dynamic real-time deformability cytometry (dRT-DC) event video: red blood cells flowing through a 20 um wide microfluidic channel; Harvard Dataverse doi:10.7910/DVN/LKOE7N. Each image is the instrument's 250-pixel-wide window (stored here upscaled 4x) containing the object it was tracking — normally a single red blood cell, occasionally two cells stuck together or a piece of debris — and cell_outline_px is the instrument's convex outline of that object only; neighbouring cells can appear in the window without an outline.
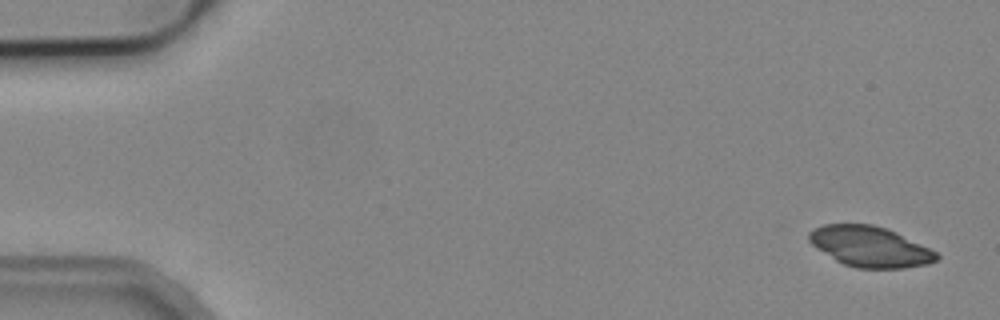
{"species": "common noctule bat (a hibernating species)", "species_latin": "Nyctalus noctula", "temperature_condition": "cold", "stored_images_in_passage": 4, "camera_frame_rate_fps": 3000, "um_per_image_px": 0.085, "animal": {"sex": "male", "body_mass_g": 19.2, "forearm_length_mm": 51.8}, "frame": {"image": 1, "passage_image": 1, "time_ms": 0.0, "image_size_px": [1000, 320], "cell_outline_px": [[940, 256], [936, 260], [928, 264], [904, 268], [856, 268], [844, 264], [836, 260], [812, 244], [808, 240], [808, 232], [812, 228], [824, 224], [872, 224], [888, 228], [936, 252]], "centroid_in_image_um": [73.93, 20.95], "position_along_channel_um": 11.1, "area_um2": 29.94}}